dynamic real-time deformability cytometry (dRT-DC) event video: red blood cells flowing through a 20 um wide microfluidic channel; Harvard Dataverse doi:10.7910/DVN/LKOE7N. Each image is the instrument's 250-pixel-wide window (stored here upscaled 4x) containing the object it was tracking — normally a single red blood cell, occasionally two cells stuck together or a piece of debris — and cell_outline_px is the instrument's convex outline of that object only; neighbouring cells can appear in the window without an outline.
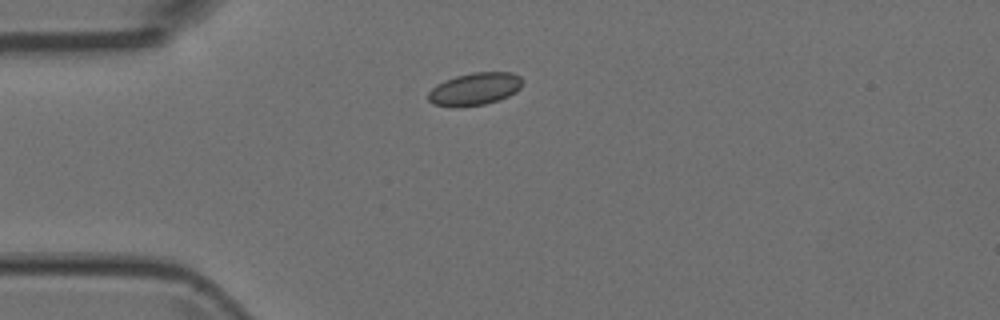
{"species": "Egyptian fruit bat (a non-hibernating species)", "species_latin": "Rousettus aegyptiacus", "temperature_condition": "room temperature", "stored_images_in_passage": 3, "camera_frame_rate_fps": 3000, "um_per_image_px": 0.085, "animal": {"sex": "female"}, "frame": {"image": 1, "passage_image": 1, "time_ms": 0.0, "image_size_px": [1000, 320], "cell_outline_px": [[524, 84], [516, 92], [500, 100], [484, 104], [432, 104], [428, 100], [428, 92], [436, 84], [444, 80], [456, 76], [472, 72], [512, 72], [520, 76], [524, 80]], "centroid_in_image_um": [40.43, 7.51], "position_along_channel_um": 44.6, "area_um2": 17.51}}
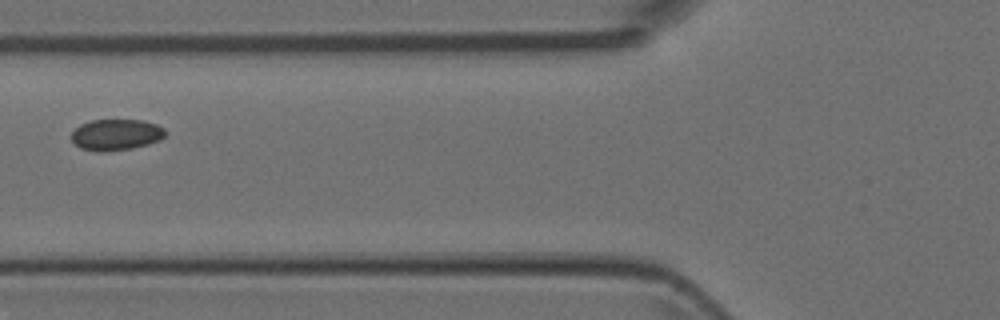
{"frame": {"image": 2, "passage_image": 3, "time_ms": 0.667, "image_size_px": [1000, 320], "cell_outline_px": [[164, 136], [160, 140], [148, 144], [132, 148], [104, 152], [100, 152], [80, 148], [72, 140], [72, 132], [80, 124], [92, 120], [144, 120], [156, 124], [164, 128]], "centroid_in_image_um": [9.86, 11.45], "position_along_channel_um": 115.9, "area_um2": 16.99}}